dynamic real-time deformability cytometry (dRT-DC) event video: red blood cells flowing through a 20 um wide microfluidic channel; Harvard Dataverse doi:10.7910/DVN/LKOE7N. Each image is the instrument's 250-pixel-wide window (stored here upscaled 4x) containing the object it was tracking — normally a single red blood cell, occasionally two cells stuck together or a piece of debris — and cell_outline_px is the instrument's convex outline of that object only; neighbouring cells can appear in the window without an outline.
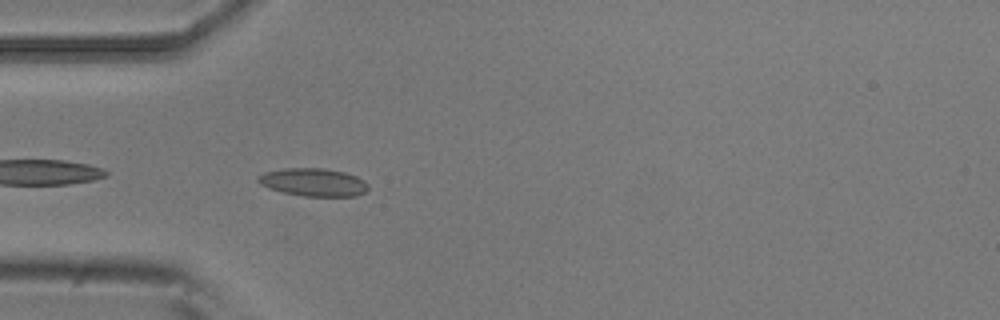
{"species": "common noctule bat (a hibernating species)", "species_latin": "Nyctalus noctula", "temperature_condition": "room temperature", "stored_images_in_passage": 5, "camera_frame_rate_fps": 3000, "um_per_image_px": 0.085, "animal": {"sex": "male", "body_mass_g": 20.5, "forearm_length_mm": 52.5}, "frame": {"image": 1, "passage_image": 5, "time_ms": 1.333, "image_size_px": [1000, 320], "cell_outline_px": [[368, 188], [364, 192], [356, 196], [304, 196], [284, 192], [268, 188], [260, 184], [256, 180], [256, 176], [264, 172], [284, 168], [324, 168], [344, 172], [356, 176], [364, 180], [368, 184]], "centroid_in_image_um": [26.61, 15.48], "position_along_channel_um": 58.4, "area_um2": 17.98}}